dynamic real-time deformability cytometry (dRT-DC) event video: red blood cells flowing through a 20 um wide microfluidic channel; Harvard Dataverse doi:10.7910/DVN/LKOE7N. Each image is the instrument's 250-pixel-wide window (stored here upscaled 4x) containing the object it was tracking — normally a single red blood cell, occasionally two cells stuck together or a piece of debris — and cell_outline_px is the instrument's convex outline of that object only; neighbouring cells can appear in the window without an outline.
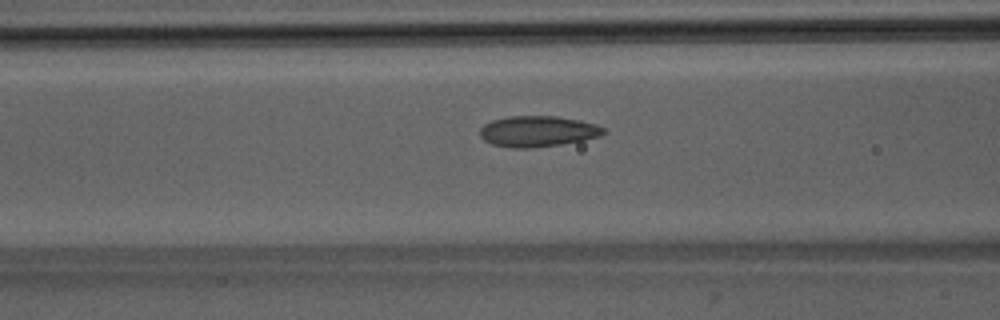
{"species": "Egyptian fruit bat (a non-hibernating species)", "species_latin": "Rousettus aegyptiacus", "temperature_condition": "room temperature", "stored_images_in_passage": 43, "camera_frame_rate_fps": 3000, "um_per_image_px": 0.085, "animal": {"sex": "male"}, "frame": {"image": 1, "passage_image": 15, "time_ms": 4.667, "image_size_px": [1000, 320], "cell_outline_px": [[608, 132], [600, 136], [584, 140], [560, 144], [528, 148], [512, 148], [492, 144], [484, 140], [480, 136], [480, 128], [484, 124], [492, 120], [508, 116], [556, 116], [580, 120], [596, 124], [604, 128]], "centroid_in_image_um": [45.72, 11.16], "position_along_channel_um": 120.9, "area_um2": 22.31}}
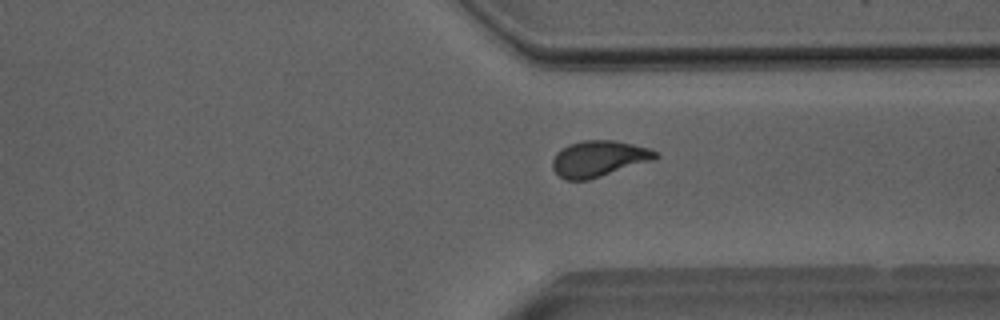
{"frame": {"image": 2, "passage_image": 33, "time_ms": 10.667, "image_size_px": [1000, 320], "cell_outline_px": [[660, 156], [656, 160], [588, 180], [564, 180], [552, 168], [552, 160], [556, 152], [568, 144], [584, 140], [612, 140], [652, 148]], "centroid_in_image_um": [50.92, 13.49], "position_along_channel_um": 360.5, "area_um2": 21.91}}
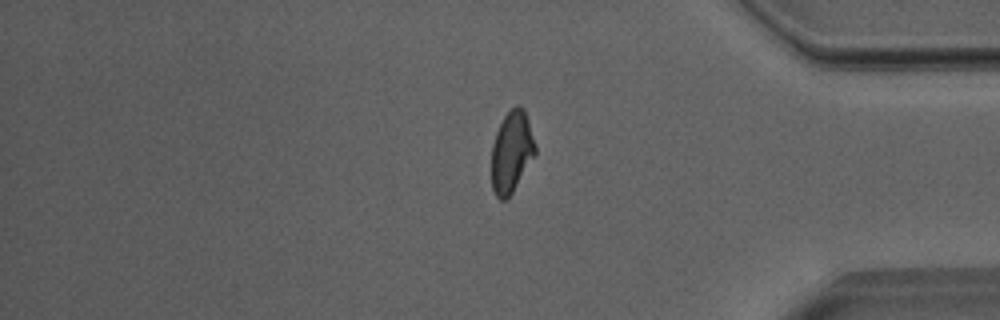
{"frame": {"image": 3, "passage_image": 37, "time_ms": 12.0, "image_size_px": [1000, 320], "cell_outline_px": [[536, 156], [512, 192], [504, 200], [500, 200], [496, 196], [492, 188], [492, 144], [496, 132], [504, 116], [516, 104], [520, 104], [524, 108], [536, 144]], "centroid_in_image_um": [43.51, 12.89], "position_along_channel_um": 391.7, "area_um2": 20.87}}